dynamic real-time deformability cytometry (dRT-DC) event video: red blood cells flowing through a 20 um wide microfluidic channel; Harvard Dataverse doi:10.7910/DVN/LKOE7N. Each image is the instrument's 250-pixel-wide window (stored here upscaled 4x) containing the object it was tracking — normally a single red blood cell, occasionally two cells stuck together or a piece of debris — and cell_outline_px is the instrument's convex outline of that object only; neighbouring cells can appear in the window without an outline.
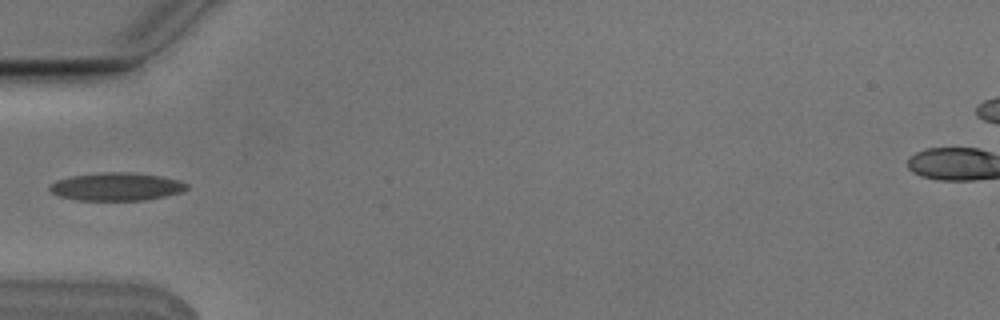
{"species": "Egyptian fruit bat (a non-hibernating species)", "species_latin": "Rousettus aegyptiacus", "temperature_condition": "cold", "stored_images_in_passage": 1, "camera_frame_rate_fps": 3000, "um_per_image_px": 0.085, "animal": {"sex": "male"}, "frame": {"image": 1, "passage_image": 1, "time_ms": 0.0, "image_size_px": [1000, 320], "cell_outline_px": [[188, 188], [180, 192], [164, 196], [144, 200], [76, 200], [60, 196], [52, 192], [48, 188], [56, 180], [72, 176], [100, 172], [124, 172], [160, 176], [176, 180], [188, 184]], "centroid_in_image_um": [9.87, 15.87], "position_along_channel_um": 75.1, "area_um2": 22.02}}